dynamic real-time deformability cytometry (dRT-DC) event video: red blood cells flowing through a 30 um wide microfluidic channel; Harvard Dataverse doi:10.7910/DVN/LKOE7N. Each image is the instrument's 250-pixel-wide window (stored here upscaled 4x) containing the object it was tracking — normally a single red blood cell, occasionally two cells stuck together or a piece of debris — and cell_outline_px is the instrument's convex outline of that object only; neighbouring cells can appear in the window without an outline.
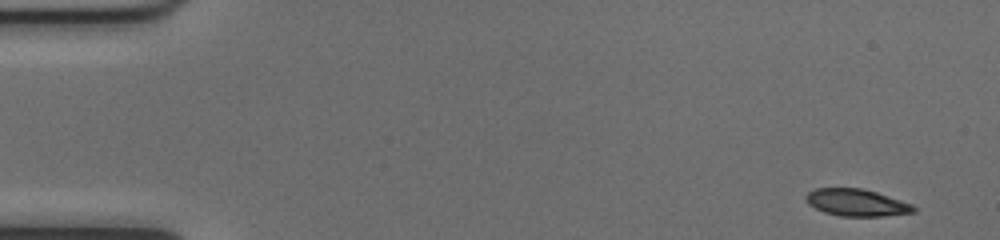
{"species": "common noctule bat (a hibernating species)", "species_latin": "Nyctalus noctula", "temperature_condition": "cold", "stored_images_in_passage": 50, "camera_frame_rate_fps": 3000, "um_per_image_px": 0.085, "animal": {"sex": "female", "body_mass_g": 17.0, "forearm_length_mm": 48.0}, "frame": {"image": 1, "passage_image": 1, "time_ms": 0.0, "image_size_px": [1000, 240], "cell_outline_px": [[916, 212], [880, 216], [840, 216], [824, 212], [808, 204], [804, 200], [804, 196], [808, 192], [816, 188], [860, 188], [876, 192], [912, 204], [916, 208]], "centroid_in_image_um": [72.77, 17.22], "position_along_channel_um": 12.2, "area_um2": 16.94}}
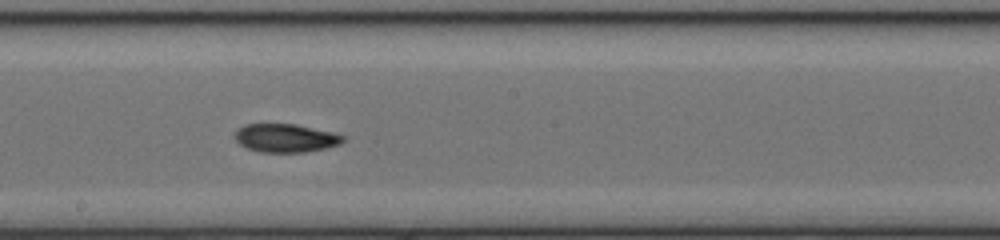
{"frame": {"image": 2, "passage_image": 27, "time_ms": 8.667, "image_size_px": [1000, 240], "cell_outline_px": [[348, 136], [340, 144], [324, 148], [304, 152], [260, 152], [248, 148], [240, 144], [236, 140], [236, 132], [244, 124], [296, 124], [332, 132]], "centroid_in_image_um": [24.31, 11.73], "position_along_channel_um": 223.9, "area_um2": 17.74}}
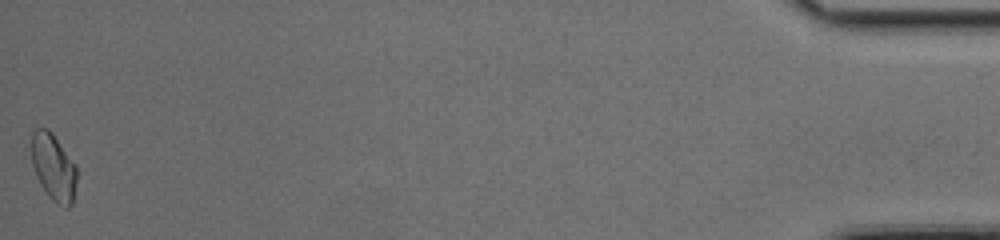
{"frame": {"image": 3, "passage_image": 50, "time_ms": 16.333, "image_size_px": [1000, 240], "cell_outline_px": [[76, 180], [72, 204], [68, 208], [64, 208], [56, 204], [48, 196], [40, 184], [36, 176], [32, 164], [32, 128], [48, 128], [52, 132], [76, 164]], "centroid_in_image_um": [4.55, 14.21], "position_along_channel_um": 430.7, "area_um2": 17.86}, "authors_computed_cell_mechanics": {"area_um2": 17.7157, "velocity_mm_per_s": 4.008, "shape_relaxation_time_tau1_ms": 10.1414, "shape_relaxation_time_tau2_ms": 3.7476, "deformation_change_tau1": 0.2156, "deformation_change_tau2": 0.0732}}